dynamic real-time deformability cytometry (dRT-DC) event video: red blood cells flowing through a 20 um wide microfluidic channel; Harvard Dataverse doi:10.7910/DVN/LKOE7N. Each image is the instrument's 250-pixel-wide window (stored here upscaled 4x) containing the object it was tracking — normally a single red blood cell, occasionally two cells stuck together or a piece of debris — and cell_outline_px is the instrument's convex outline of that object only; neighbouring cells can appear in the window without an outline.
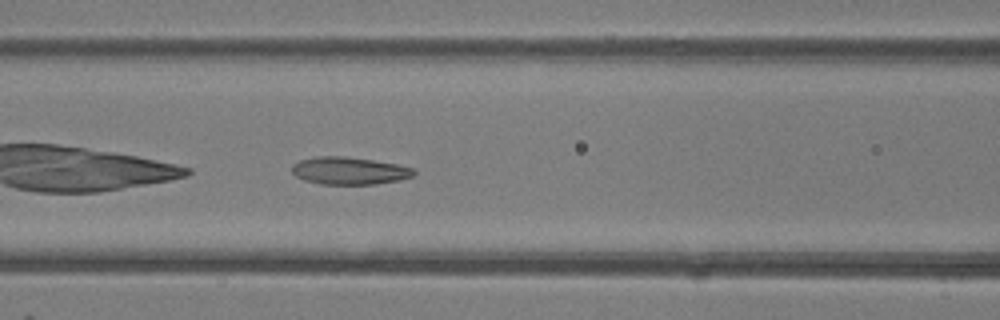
{"species": "common noctule bat (a hibernating species)", "species_latin": "Nyctalus noctula", "temperature_condition": "room temperature", "stored_images_in_passage": 33, "camera_frame_rate_fps": 3000, "um_per_image_px": 0.085, "animal": {"sex": "female"}, "frame": {"image": 1, "passage_image": 5, "time_ms": 1.333, "image_size_px": [1000, 320], "cell_outline_px": [[416, 172], [412, 176], [400, 180], [376, 184], [320, 184], [304, 180], [296, 176], [292, 172], [292, 164], [300, 160], [316, 156], [344, 156], [372, 160], [396, 164], [416, 168]], "centroid_in_image_um": [29.69, 14.51], "position_along_channel_um": 136.9, "area_um2": 19.59}}
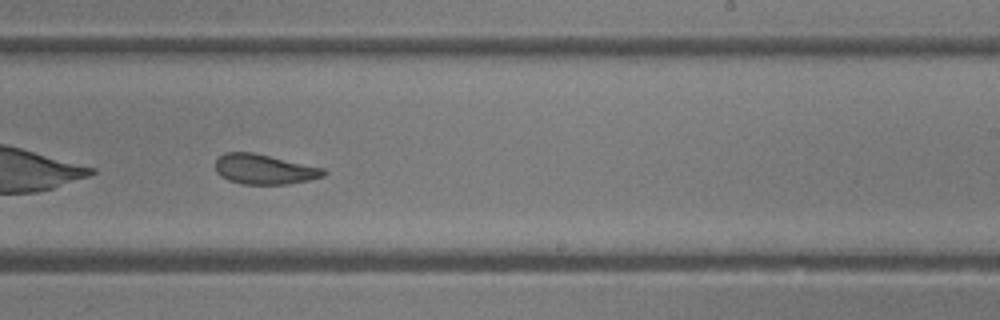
{"frame": {"image": 2, "passage_image": 14, "time_ms": 4.333, "image_size_px": [1000, 320], "cell_outline_px": [[328, 172], [324, 176], [308, 180], [288, 184], [244, 184], [228, 180], [220, 176], [216, 172], [216, 160], [224, 152], [252, 152], [324, 168]], "centroid_in_image_um": [22.46, 14.39], "position_along_channel_um": 266.5, "area_um2": 18.84}}
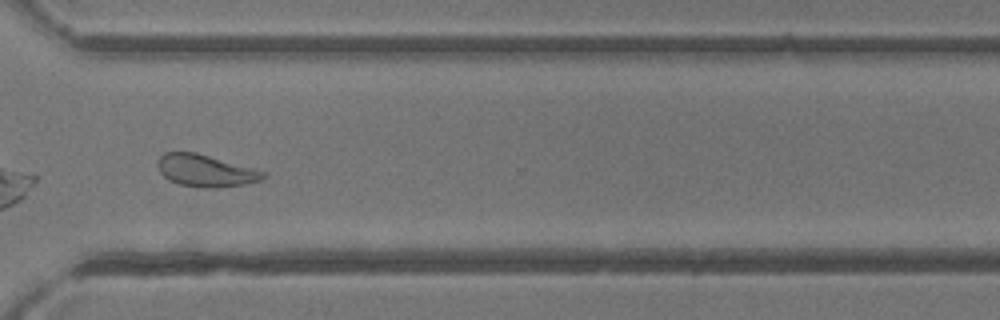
{"frame": {"image": 3, "passage_image": 20, "time_ms": 6.333, "image_size_px": [1000, 320], "cell_outline_px": [[268, 176], [260, 180], [244, 184], [216, 188], [204, 188], [180, 184], [168, 180], [160, 172], [156, 164], [156, 160], [164, 152], [196, 152], [268, 172]], "centroid_in_image_um": [17.47, 14.5], "position_along_channel_um": 353.1, "area_um2": 19.88}}